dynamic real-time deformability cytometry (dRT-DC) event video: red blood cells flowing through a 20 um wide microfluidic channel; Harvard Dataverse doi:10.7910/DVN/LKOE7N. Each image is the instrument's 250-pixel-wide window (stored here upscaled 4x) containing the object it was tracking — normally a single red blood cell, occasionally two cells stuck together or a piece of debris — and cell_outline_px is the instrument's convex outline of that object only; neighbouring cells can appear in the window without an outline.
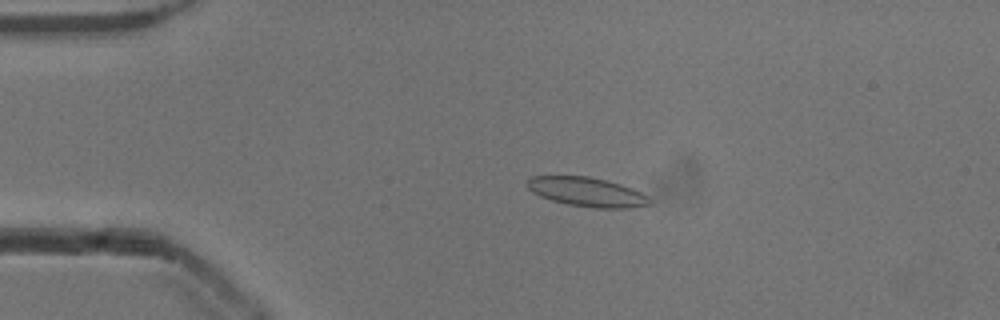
{"species": "common noctule bat (a hibernating species)", "species_latin": "Nyctalus noctula", "temperature_condition": "cold", "stored_images_in_passage": 54, "camera_frame_rate_fps": 3000, "um_per_image_px": 0.085, "animal": {"sex": "male", "body_mass_g": 13.3}, "frame": {"image": 1, "passage_image": 12, "time_ms": 3.667, "image_size_px": [1000, 320], "cell_outline_px": [[652, 204], [632, 208], [592, 208], [568, 204], [552, 200], [540, 196], [532, 192], [524, 184], [532, 176], [588, 176], [620, 184], [632, 188], [648, 196], [652, 200]], "centroid_in_image_um": [49.9, 16.32], "position_along_channel_um": 35.1, "area_um2": 20.92}}
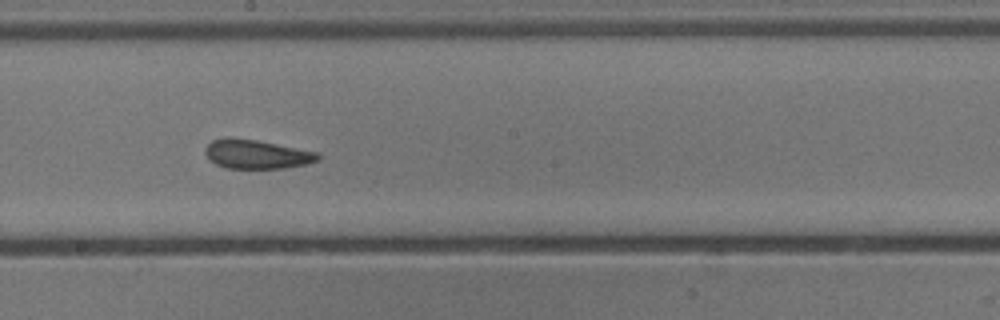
{"frame": {"image": 2, "passage_image": 30, "time_ms": 9.667, "image_size_px": [1000, 320], "cell_outline_px": [[320, 160], [304, 164], [284, 168], [224, 168], [208, 160], [204, 152], [204, 148], [212, 140], [228, 136], [256, 140], [320, 152]], "centroid_in_image_um": [21.78, 13.1], "position_along_channel_um": 226.4, "area_um2": 19.31}}
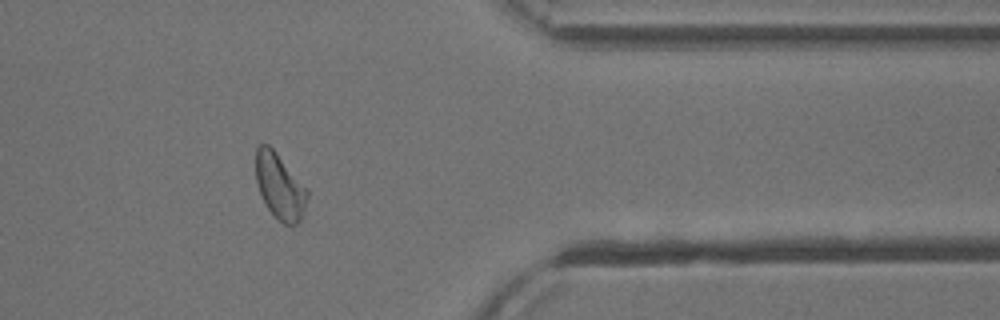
{"frame": {"image": 3, "passage_image": 44, "time_ms": 14.333, "image_size_px": [1000, 320], "cell_outline_px": [[308, 196], [304, 212], [300, 220], [296, 224], [284, 224], [268, 208], [260, 192], [256, 180], [256, 148], [260, 144], [268, 144], [272, 148], [308, 188]], "centroid_in_image_um": [23.8, 15.82], "position_along_channel_um": 387.6, "area_um2": 19.42}, "authors_computed_cell_mechanics": {"area_um2": 20.2589, "velocity_mm_per_s": 3.8612, "shape_relaxation_time_tau1_ms": 9.6308, "shape_relaxation_time_tau2_ms": 1.4085, "deformation_change_tau1": 0.1305, "deformation_change_tau2": 0.0886}}